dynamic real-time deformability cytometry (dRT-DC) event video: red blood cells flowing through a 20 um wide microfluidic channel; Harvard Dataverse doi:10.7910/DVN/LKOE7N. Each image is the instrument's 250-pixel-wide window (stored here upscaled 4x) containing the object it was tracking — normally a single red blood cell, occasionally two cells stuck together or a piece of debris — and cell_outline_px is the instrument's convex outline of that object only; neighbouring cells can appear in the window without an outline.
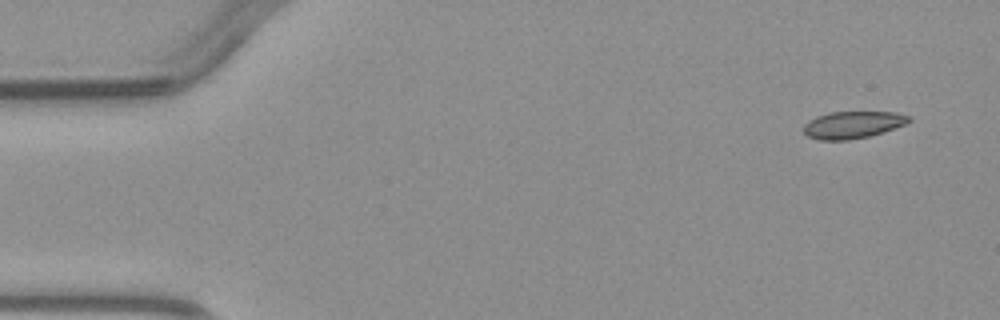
{"species": "common noctule bat (a hibernating species)", "species_latin": "Nyctalus noctula", "temperature_condition": "warm", "stored_images_in_passage": 4, "camera_frame_rate_fps": 3000, "um_per_image_px": 0.085, "animal": {"sex": "male", "body_mass_g": 23.1, "forearm_length_mm": 52.7}, "frame": {"image": 1, "passage_image": 1, "time_ms": 0.0, "image_size_px": [1000, 320], "cell_outline_px": [[912, 120], [908, 124], [884, 132], [868, 136], [848, 140], [820, 140], [808, 136], [804, 132], [804, 124], [808, 120], [816, 116], [828, 112], [896, 112], [912, 116]], "centroid_in_image_um": [72.53, 10.6], "position_along_channel_um": 12.5, "area_um2": 16.88}}